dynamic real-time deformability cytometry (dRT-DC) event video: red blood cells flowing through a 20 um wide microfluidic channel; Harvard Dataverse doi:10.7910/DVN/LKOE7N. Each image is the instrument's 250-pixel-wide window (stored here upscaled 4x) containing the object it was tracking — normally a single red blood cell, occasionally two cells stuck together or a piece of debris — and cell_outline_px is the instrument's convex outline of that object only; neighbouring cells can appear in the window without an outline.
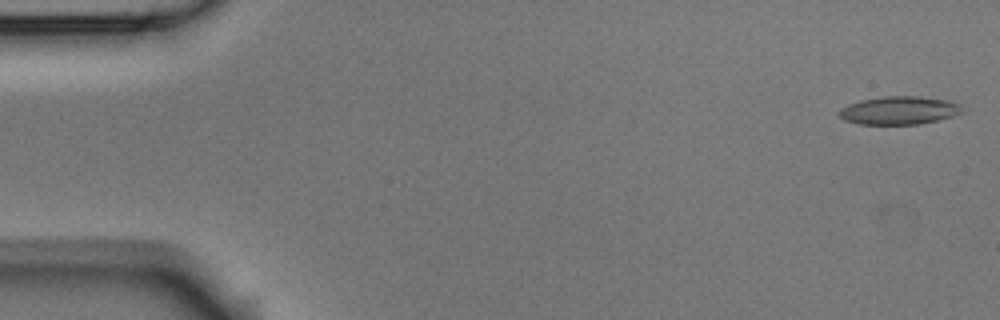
{"species": "Egyptian fruit bat (a non-hibernating species)", "species_latin": "Rousettus aegyptiacus", "temperature_condition": "room temperature", "stored_images_in_passage": 5, "camera_frame_rate_fps": 3000, "um_per_image_px": 0.085, "animal": {"sex": "male"}, "frame": {"image": 1, "passage_image": 1, "time_ms": 0.0, "image_size_px": [1000, 320], "cell_outline_px": [[964, 112], [952, 116], [920, 124], [860, 124], [844, 120], [840, 116], [840, 108], [848, 104], [860, 100], [884, 96], [920, 96], [948, 100], [960, 104]], "centroid_in_image_um": [76.44, 9.37], "position_along_channel_um": 8.6, "area_um2": 20.17}}
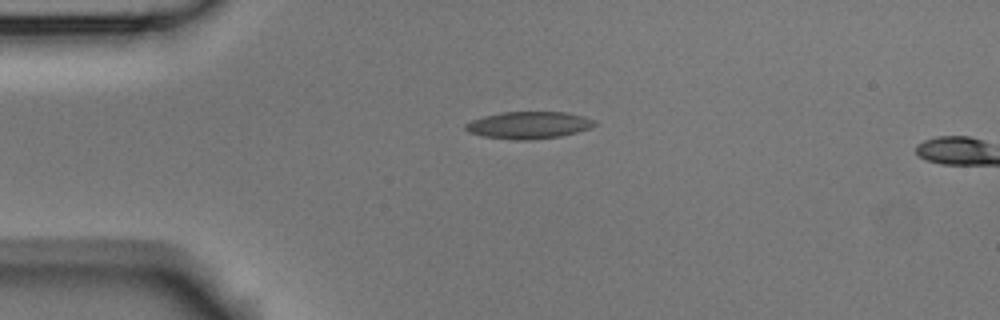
{"frame": {"image": 2, "passage_image": 4, "time_ms": 1.0, "image_size_px": [1000, 320], "cell_outline_px": [[596, 124], [588, 128], [576, 132], [560, 136], [532, 140], [516, 140], [484, 136], [468, 132], [464, 128], [464, 124], [472, 120], [484, 116], [500, 112], [568, 112], [584, 116], [596, 120]], "centroid_in_image_um": [44.93, 10.63], "position_along_channel_um": 40.1, "area_um2": 20.4}}